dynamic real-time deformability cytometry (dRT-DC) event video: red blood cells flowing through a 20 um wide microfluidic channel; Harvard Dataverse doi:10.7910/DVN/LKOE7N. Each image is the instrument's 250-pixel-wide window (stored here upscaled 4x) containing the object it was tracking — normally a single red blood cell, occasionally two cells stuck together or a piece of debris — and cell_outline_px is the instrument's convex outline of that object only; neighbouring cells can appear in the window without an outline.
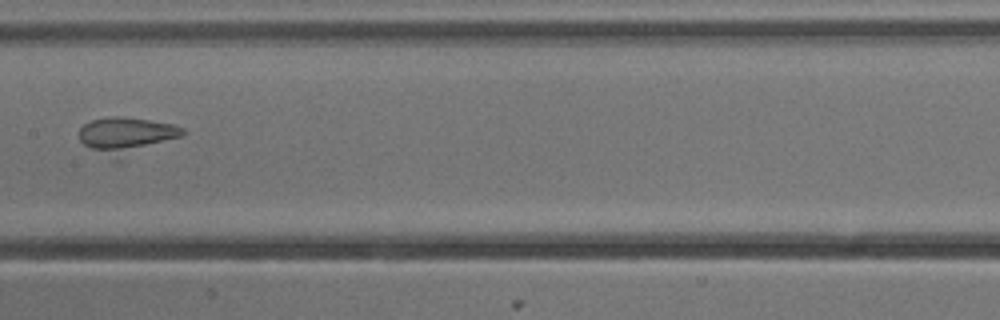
{"species": "common noctule bat (a hibernating species)", "species_latin": "Nyctalus noctula", "temperature_condition": "cold", "stored_images_in_passage": 10, "camera_frame_rate_fps": 3000, "um_per_image_px": 0.085, "animal": {"sex": "male", "body_mass_g": 13.3}, "frame": {"image": 1, "passage_image": 10, "time_ms": 3.0, "image_size_px": [1000, 320], "cell_outline_px": [[188, 132], [180, 136], [120, 160], [112, 160], [84, 144], [80, 140], [80, 128], [84, 124], [92, 120], [108, 116], [120, 116], [148, 120], [172, 124], [184, 128]], "centroid_in_image_um": [10.74, 11.52], "position_along_channel_um": 196.7, "area_um2": 21.91}}